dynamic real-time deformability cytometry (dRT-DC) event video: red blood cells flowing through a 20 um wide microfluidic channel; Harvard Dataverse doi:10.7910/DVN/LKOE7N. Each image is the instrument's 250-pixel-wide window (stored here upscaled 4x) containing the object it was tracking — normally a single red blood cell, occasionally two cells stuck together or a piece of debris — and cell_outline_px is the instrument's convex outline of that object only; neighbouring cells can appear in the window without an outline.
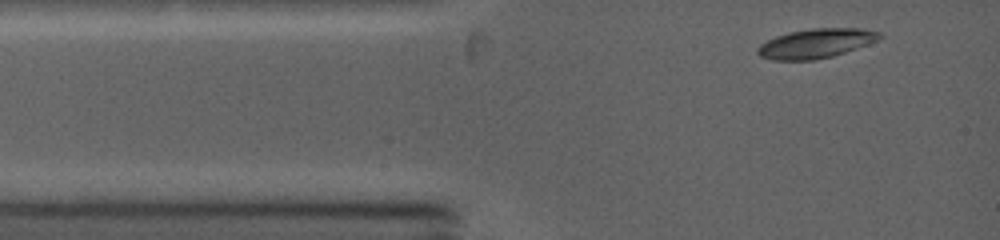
{"species": "common noctule bat (a hibernating species)", "species_latin": "Nyctalus noctula", "temperature_condition": "warm", "stored_images_in_passage": 3, "camera_frame_rate_fps": 5000, "um_per_image_px": 0.085, "animal": {"sex": "female", "body_mass_g": 19.0, "forearm_length_mm": 53.3}, "frame": {"image": 1, "passage_image": 1, "time_ms": 0.0, "image_size_px": [1000, 240], "cell_outline_px": [[884, 36], [876, 40], [856, 48], [832, 56], [812, 60], [772, 60], [760, 56], [756, 52], [756, 48], [760, 44], [776, 36], [788, 32], [812, 28], [864, 28], [880, 32]], "centroid_in_image_um": [69.33, 3.68], "position_along_channel_um": 15.7, "area_um2": 20.81}}
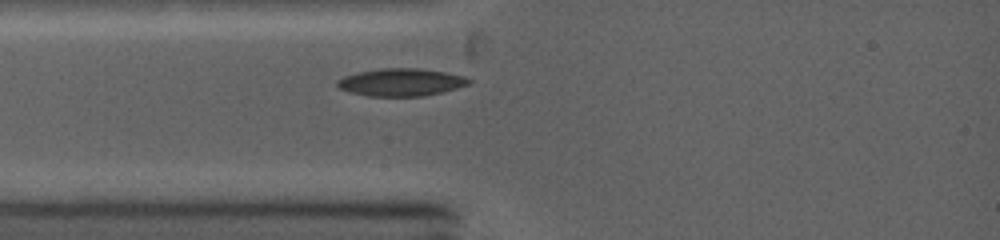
{"frame": {"image": 2, "passage_image": 3, "time_ms": 1.6, "image_size_px": [1000, 240], "cell_outline_px": [[472, 80], [468, 84], [456, 88], [424, 96], [368, 96], [352, 92], [340, 88], [336, 84], [336, 80], [344, 76], [356, 72], [380, 68], [416, 68], [444, 72], [464, 76]], "centroid_in_image_um": [34.06, 6.98], "position_along_channel_um": 50.9, "area_um2": 20.98}}